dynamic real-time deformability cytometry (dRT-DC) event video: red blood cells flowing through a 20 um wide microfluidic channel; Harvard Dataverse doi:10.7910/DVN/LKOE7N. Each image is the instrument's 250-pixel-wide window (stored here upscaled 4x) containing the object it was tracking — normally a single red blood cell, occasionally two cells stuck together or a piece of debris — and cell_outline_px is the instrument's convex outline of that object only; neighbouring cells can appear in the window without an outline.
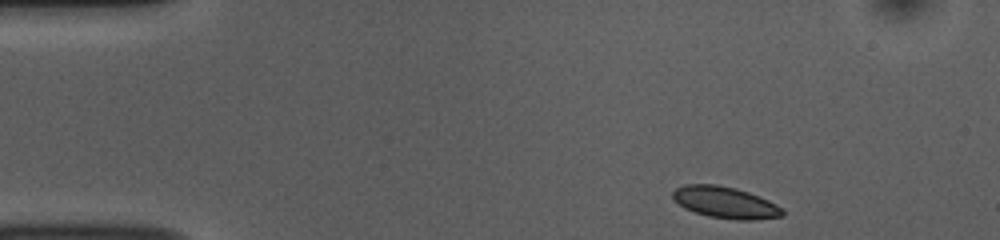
{"species": "common noctule bat (a hibernating species)", "species_latin": "Nyctalus noctula", "temperature_condition": "room temperature", "stored_images_in_passage": 47, "camera_frame_rate_fps": 3000, "um_per_image_px": 0.085, "animal": {"sex": "female", "body_mass_g": 10.0, "forearm_length_mm": 53.1}, "frame": {"image": 1, "passage_image": 1, "time_ms": 0.0, "image_size_px": [1000, 240], "cell_outline_px": [[784, 216], [756, 220], [736, 220], [708, 216], [684, 208], [672, 196], [672, 192], [676, 188], [684, 184], [716, 184], [736, 188], [748, 192], [768, 200], [776, 204], [784, 212]], "centroid_in_image_um": [61.65, 17.21], "position_along_channel_um": 23.3, "area_um2": 20.11}}
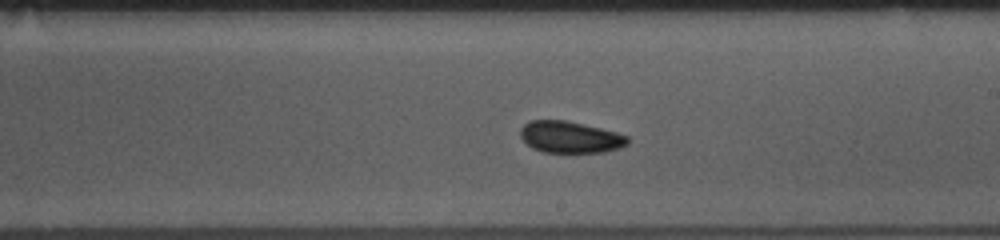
{"frame": {"image": 2, "passage_image": 24, "time_ms": 7.667, "image_size_px": [1000, 240], "cell_outline_px": [[628, 144], [620, 148], [604, 152], [544, 152], [532, 148], [520, 136], [520, 128], [524, 124], [532, 120], [564, 120], [584, 124], [616, 132], [628, 136]], "centroid_in_image_um": [48.46, 11.65], "position_along_channel_um": 240.5, "area_um2": 19.71}}
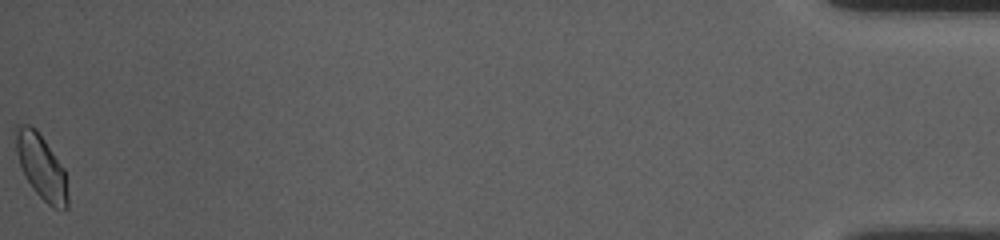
{"frame": {"image": 3, "passage_image": 47, "time_ms": 15.333, "image_size_px": [1000, 240], "cell_outline_px": [[68, 208], [52, 208], [32, 188], [24, 176], [20, 168], [16, 152], [16, 124], [28, 124], [36, 128], [64, 168], [68, 196]], "centroid_in_image_um": [3.5, 14.17], "position_along_channel_um": 431.7, "area_um2": 19.54}, "authors_computed_cell_mechanics": {"area_um2": 19.7098, "velocity_mm_per_s": 3.7567, "shape_relaxation_time_tau1_ms": 1.484, "shape_relaxation_time_tau2_ms": 1.7227, "deformation_change_tau1": 0.0502, "deformation_change_tau2": 0.0493}}